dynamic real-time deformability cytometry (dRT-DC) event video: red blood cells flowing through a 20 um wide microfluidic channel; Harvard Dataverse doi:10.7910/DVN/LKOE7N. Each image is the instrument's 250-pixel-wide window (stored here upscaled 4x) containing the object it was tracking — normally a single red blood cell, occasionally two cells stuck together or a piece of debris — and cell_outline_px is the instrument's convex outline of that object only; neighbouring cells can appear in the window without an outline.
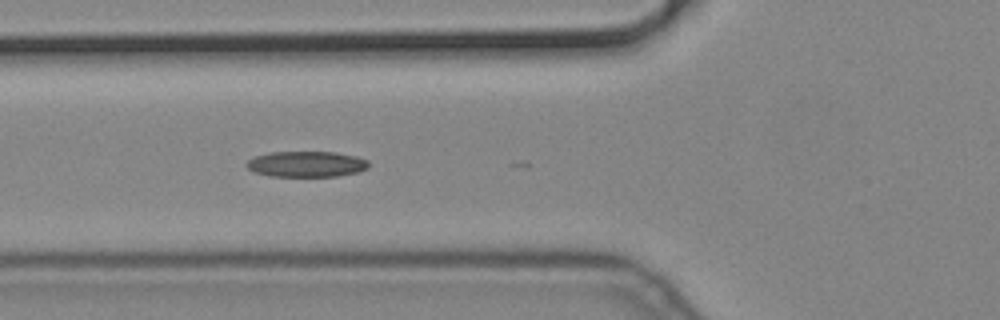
{"species": "common noctule bat (a hibernating species)", "species_latin": "Nyctalus noctula", "temperature_condition": "cold", "stored_images_in_passage": 11, "camera_frame_rate_fps": 3000, "um_per_image_px": 0.085, "animal": {"sex": "male", "body_mass_g": 19.2, "forearm_length_mm": 51.8}, "frame": {"image": 1, "passage_image": 7, "time_ms": 2.0, "image_size_px": [1000, 320], "cell_outline_px": [[368, 168], [356, 172], [336, 176], [268, 176], [252, 172], [244, 164], [248, 160], [256, 156], [268, 152], [332, 152], [356, 156], [368, 160]], "centroid_in_image_um": [25.99, 13.95], "position_along_channel_um": 99.8, "area_um2": 18.32}}